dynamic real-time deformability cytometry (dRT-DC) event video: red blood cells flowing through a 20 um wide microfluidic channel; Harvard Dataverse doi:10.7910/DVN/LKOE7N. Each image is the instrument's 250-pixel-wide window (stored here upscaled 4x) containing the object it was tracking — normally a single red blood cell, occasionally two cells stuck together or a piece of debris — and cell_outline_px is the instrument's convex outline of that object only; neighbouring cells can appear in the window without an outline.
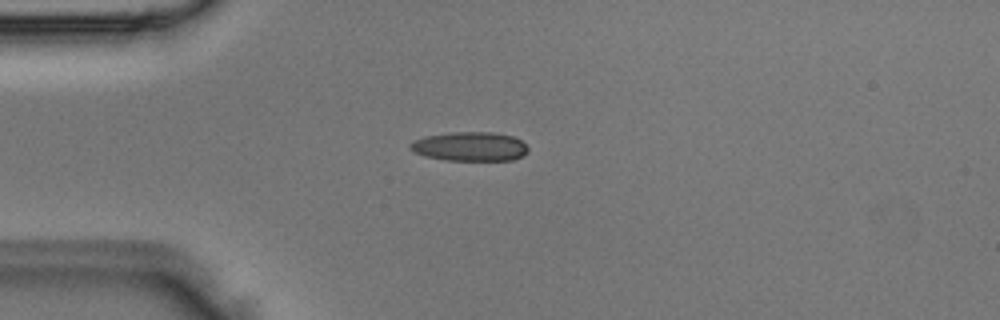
{"species": "Egyptian fruit bat (a non-hibernating species)", "species_latin": "Rousettus aegyptiacus", "temperature_condition": "room temperature", "stored_images_in_passage": 4, "camera_frame_rate_fps": 3000, "um_per_image_px": 0.085, "animal": {"sex": "male"}, "frame": {"image": 1, "passage_image": 3, "time_ms": 0.667, "image_size_px": [1000, 320], "cell_outline_px": [[528, 152], [512, 160], [444, 160], [424, 156], [408, 148], [408, 144], [412, 140], [424, 136], [452, 132], [492, 132], [512, 136], [520, 140], [528, 148]], "centroid_in_image_um": [39.89, 12.45], "position_along_channel_um": 45.1, "area_um2": 20.06}}